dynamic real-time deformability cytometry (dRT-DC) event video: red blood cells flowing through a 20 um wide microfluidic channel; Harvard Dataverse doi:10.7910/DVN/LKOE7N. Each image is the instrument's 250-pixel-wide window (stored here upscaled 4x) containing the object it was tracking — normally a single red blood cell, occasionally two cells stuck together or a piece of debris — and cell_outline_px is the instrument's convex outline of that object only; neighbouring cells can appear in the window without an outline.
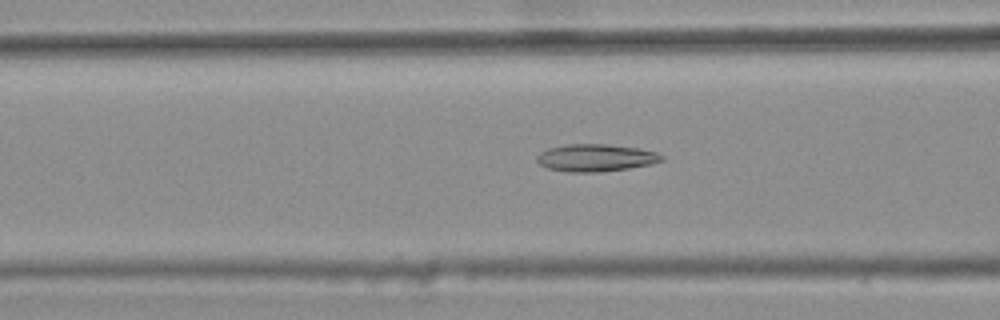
{"species": "common noctule bat (a hibernating species)", "species_latin": "Nyctalus noctula", "temperature_condition": "warm", "stored_images_in_passage": 47, "camera_frame_rate_fps": 3000, "um_per_image_px": 0.085, "animal": {"sex": "female", "body_mass_g": 25.1}, "frame": {"image": 1, "passage_image": 21, "time_ms": 6.667, "image_size_px": [1000, 320], "cell_outline_px": [[664, 160], [652, 164], [628, 168], [600, 172], [568, 172], [548, 168], [540, 164], [536, 160], [536, 156], [540, 152], [548, 148], [568, 144], [604, 144], [640, 148], [656, 152], [664, 156]], "centroid_in_image_um": [50.65, 13.41], "position_along_channel_um": 116.0, "area_um2": 19.94}}
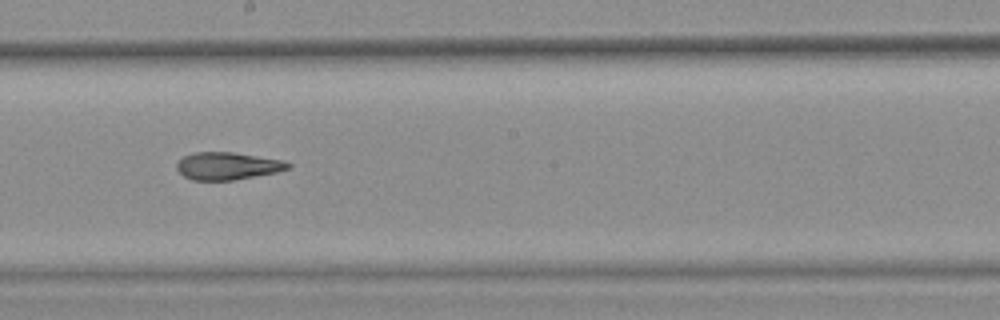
{"frame": {"image": 2, "passage_image": 30, "time_ms": 9.667, "image_size_px": [1000, 320], "cell_outline_px": [[292, 164], [288, 168], [276, 172], [232, 180], [192, 180], [184, 176], [176, 168], [176, 164], [184, 156], [196, 152], [232, 152], [280, 160]], "centroid_in_image_um": [19.29, 14.11], "position_along_channel_um": 228.9, "area_um2": 17.46}}
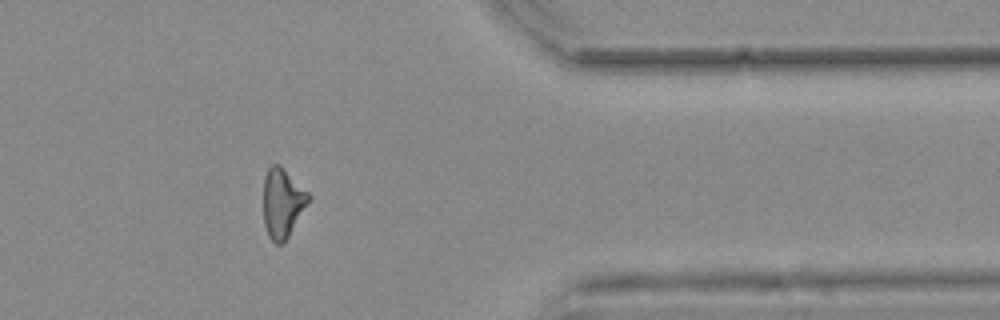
{"frame": {"image": 3, "passage_image": 44, "time_ms": 14.333, "image_size_px": [1000, 320], "cell_outline_px": [[312, 196], [288, 236], [280, 244], [276, 244], [268, 236], [264, 224], [264, 176], [268, 168], [272, 164], [280, 164]], "centroid_in_image_um": [24.0, 17.22], "position_along_channel_um": 387.4, "area_um2": 18.03}, "authors_computed_cell_mechanics": {"area_um2": 18.9006, "velocity_mm_per_s": 3.776, "shape_relaxation_time_tau1_ms": null, "shape_relaxation_time_tau2_ms": 3.4722, "deformation_change_tau1": null, "deformation_change_tau2": 0.1283}}